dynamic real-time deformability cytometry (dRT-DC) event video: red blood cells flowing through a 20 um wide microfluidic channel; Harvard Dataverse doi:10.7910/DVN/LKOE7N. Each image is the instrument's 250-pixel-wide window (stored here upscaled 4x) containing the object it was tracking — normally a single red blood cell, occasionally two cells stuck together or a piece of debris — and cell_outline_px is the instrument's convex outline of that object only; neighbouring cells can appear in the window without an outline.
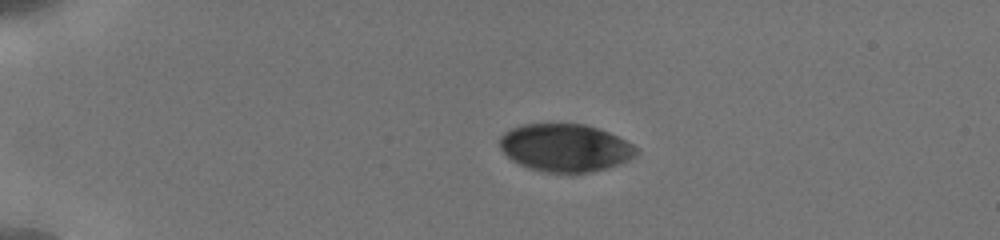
{"species": "human", "species_latin": "Homo sapiens", "temperature_condition": "cold", "stored_images_in_passage": 33, "camera_frame_rate_fps": 3000, "um_per_image_px": 0.085, "donor": {"sex": "male"}, "frame": {"image": 1, "passage_image": 1, "time_ms": 0.0, "image_size_px": [1000, 240], "cell_outline_px": [[640, 152], [636, 156], [620, 164], [608, 168], [588, 172], [544, 172], [528, 168], [512, 160], [500, 148], [500, 136], [504, 132], [520, 124], [584, 124], [608, 132], [632, 144]], "centroid_in_image_um": [48.04, 12.56], "position_along_channel_um": 37.0, "area_um2": 37.86}}
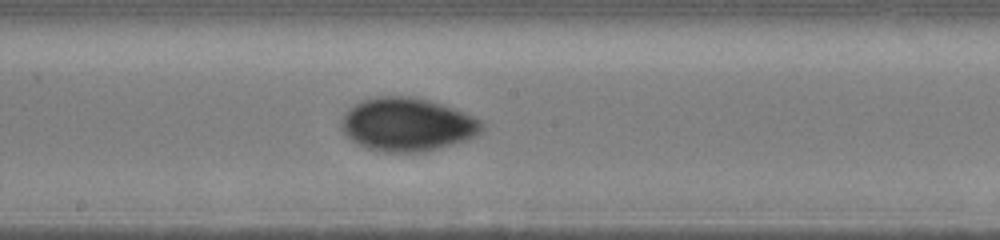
{"frame": {"image": 2, "passage_image": 13, "time_ms": 6.333, "image_size_px": [1000, 240], "cell_outline_px": [[484, 128], [480, 132], [464, 140], [424, 152], [384, 152], [368, 148], [352, 140], [340, 128], [340, 120], [344, 112], [352, 104], [360, 100], [376, 96], [416, 96], [452, 108], [472, 116], [480, 120], [484, 124]], "centroid_in_image_um": [34.55, 10.56], "position_along_channel_um": 213.7, "area_um2": 43.58}}
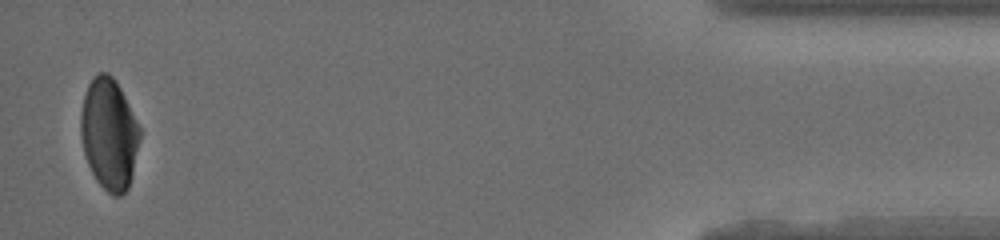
{"frame": {"image": 3, "passage_image": 32, "time_ms": 13.667, "image_size_px": [1000, 240], "cell_outline_px": [[140, 140], [132, 176], [128, 188], [120, 196], [112, 196], [96, 180], [88, 164], [84, 152], [80, 132], [80, 116], [84, 96], [88, 84], [92, 76], [100, 72], [108, 72], [116, 80], [140, 128]], "centroid_in_image_um": [9.27, 11.38], "position_along_channel_um": 425.9, "area_um2": 38.32}, "authors_computed_cell_mechanics": {"area_um2": 41.038, "velocity_mm_per_s": 3.8299, "shape_relaxation_time_tau1_ms": 2.9274, "shape_relaxation_time_tau2_ms": 1.6439, "deformation_change_tau1": 0.1063, "deformation_change_tau2": 0.0357}}